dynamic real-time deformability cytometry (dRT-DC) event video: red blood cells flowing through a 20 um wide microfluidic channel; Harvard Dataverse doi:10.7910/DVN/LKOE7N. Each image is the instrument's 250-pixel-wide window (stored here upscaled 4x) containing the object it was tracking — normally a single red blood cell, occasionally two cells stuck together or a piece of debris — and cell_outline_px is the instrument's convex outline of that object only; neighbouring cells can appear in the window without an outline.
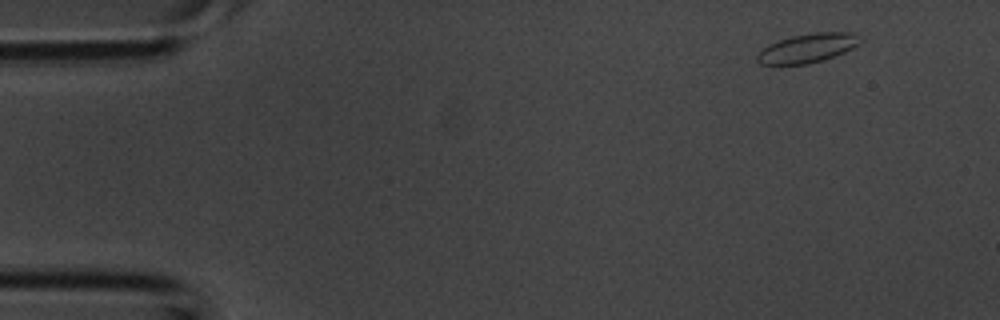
{"species": "common noctule bat (a hibernating species)", "species_latin": "Nyctalus noctula", "temperature_condition": "room temperature", "stored_images_in_passage": 3, "camera_frame_rate_fps": 3000, "um_per_image_px": 0.085, "animal": {"sex": "male", "body_mass_g": 20.1, "forearm_length_mm": 53.5}, "frame": {"image": 1, "passage_image": 1, "time_ms": 0.0, "image_size_px": [1000, 320], "cell_outline_px": [[864, 40], [860, 44], [844, 52], [824, 60], [808, 64], [760, 64], [756, 60], [756, 56], [768, 44], [792, 36], [816, 32], [852, 32]], "centroid_in_image_um": [68.68, 4.08], "position_along_channel_um": 16.3, "area_um2": 17.4}}
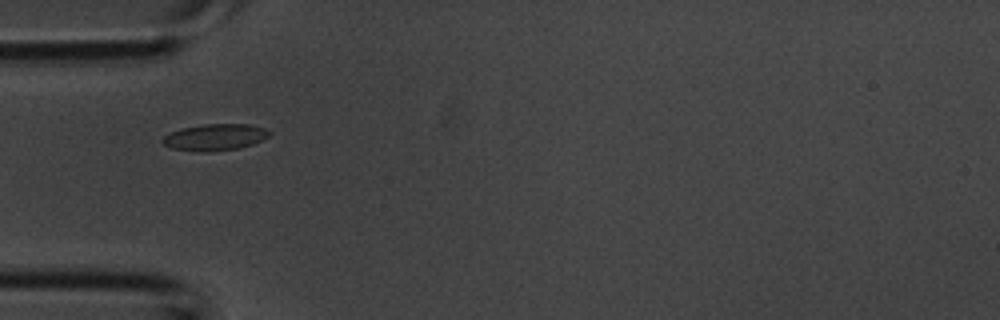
{"frame": {"image": 2, "passage_image": 3, "time_ms": 0.667, "image_size_px": [1000, 320], "cell_outline_px": [[272, 132], [268, 136], [252, 144], [240, 148], [204, 152], [172, 148], [164, 144], [160, 140], [168, 132], [180, 128], [204, 124], [248, 124], [264, 128]], "centroid_in_image_um": [18.23, 11.65], "position_along_channel_um": 66.8, "area_um2": 16.47}}